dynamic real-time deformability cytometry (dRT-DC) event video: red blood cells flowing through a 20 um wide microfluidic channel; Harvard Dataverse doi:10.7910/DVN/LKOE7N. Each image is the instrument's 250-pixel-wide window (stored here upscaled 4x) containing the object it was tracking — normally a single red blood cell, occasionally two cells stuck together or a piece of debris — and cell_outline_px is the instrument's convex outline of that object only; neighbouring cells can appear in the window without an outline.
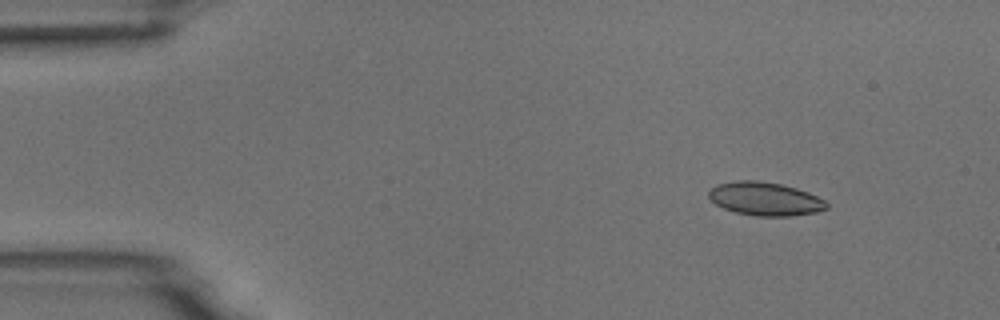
{"species": "common noctule bat (a hibernating species)", "species_latin": "Nyctalus noctula", "temperature_condition": "room temperature", "stored_images_in_passage": 7, "camera_frame_rate_fps": 3000, "um_per_image_px": 0.085, "animal": {"sex": "male", "body_mass_g": 18.8}, "frame": {"image": 1, "passage_image": 1, "time_ms": 0.0, "image_size_px": [1000, 320], "cell_outline_px": [[828, 208], [816, 212], [788, 216], [756, 216], [736, 212], [724, 208], [716, 204], [708, 196], [708, 188], [716, 184], [736, 180], [756, 180], [780, 184], [796, 188], [808, 192], [824, 200], [828, 204]], "centroid_in_image_um": [65.0, 16.89], "position_along_channel_um": 20.0, "area_um2": 22.95}}
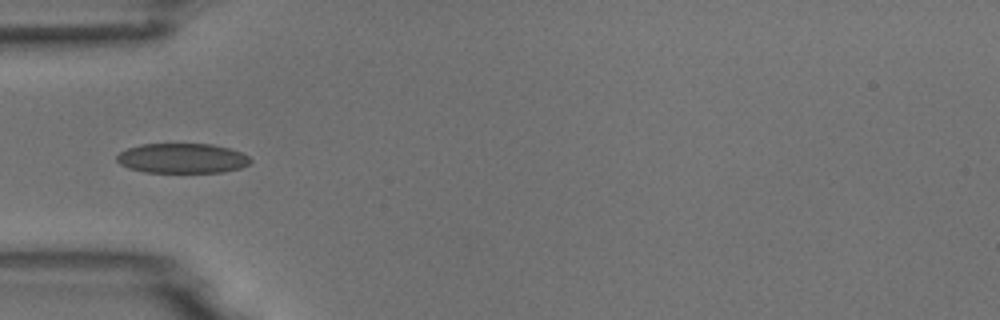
{"frame": {"image": 2, "passage_image": 4, "time_ms": 1.0, "image_size_px": [1000, 320], "cell_outline_px": [[252, 160], [248, 164], [240, 168], [224, 172], [144, 172], [128, 168], [120, 164], [116, 160], [116, 156], [120, 152], [128, 148], [140, 144], [212, 144], [228, 148], [240, 152], [248, 156]], "centroid_in_image_um": [15.47, 13.45], "position_along_channel_um": 69.5, "area_um2": 23.24}}